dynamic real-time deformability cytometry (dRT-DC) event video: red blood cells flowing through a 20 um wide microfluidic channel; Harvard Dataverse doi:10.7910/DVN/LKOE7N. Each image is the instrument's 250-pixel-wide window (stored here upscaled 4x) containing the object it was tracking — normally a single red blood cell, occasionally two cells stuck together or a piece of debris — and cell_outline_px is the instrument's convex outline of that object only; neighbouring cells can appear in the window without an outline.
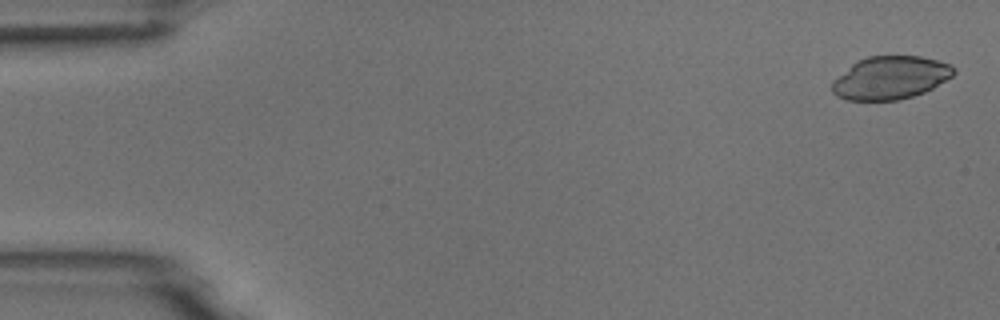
{"species": "common noctule bat (a hibernating species)", "species_latin": "Nyctalus noctula", "temperature_condition": "room temperature", "stored_images_in_passage": 5, "camera_frame_rate_fps": 3000, "um_per_image_px": 0.085, "animal": {"sex": "male", "body_mass_g": 18.8}, "frame": {"image": 1, "passage_image": 1, "time_ms": 0.0, "image_size_px": [1000, 320], "cell_outline_px": [[956, 72], [952, 76], [932, 88], [924, 92], [912, 96], [896, 100], [848, 100], [836, 96], [832, 92], [832, 80], [856, 60], [868, 56], [920, 56], [952, 64], [956, 68]], "centroid_in_image_um": [75.67, 6.6], "position_along_channel_um": 9.3, "area_um2": 30.58}}